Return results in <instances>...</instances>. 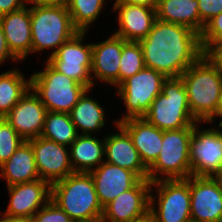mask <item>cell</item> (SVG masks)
I'll use <instances>...</instances> for the list:
<instances>
[{
  "label": "cell",
  "mask_w": 222,
  "mask_h": 222,
  "mask_svg": "<svg viewBox=\"0 0 222 222\" xmlns=\"http://www.w3.org/2000/svg\"><path fill=\"white\" fill-rule=\"evenodd\" d=\"M68 0H27L32 6H66Z\"/></svg>",
  "instance_id": "74e56055"
},
{
  "label": "cell",
  "mask_w": 222,
  "mask_h": 222,
  "mask_svg": "<svg viewBox=\"0 0 222 222\" xmlns=\"http://www.w3.org/2000/svg\"><path fill=\"white\" fill-rule=\"evenodd\" d=\"M218 126L222 128V120L219 121Z\"/></svg>",
  "instance_id": "ee69618b"
},
{
  "label": "cell",
  "mask_w": 222,
  "mask_h": 222,
  "mask_svg": "<svg viewBox=\"0 0 222 222\" xmlns=\"http://www.w3.org/2000/svg\"><path fill=\"white\" fill-rule=\"evenodd\" d=\"M191 221L222 222V182L219 177L190 176Z\"/></svg>",
  "instance_id": "7c38bea8"
},
{
  "label": "cell",
  "mask_w": 222,
  "mask_h": 222,
  "mask_svg": "<svg viewBox=\"0 0 222 222\" xmlns=\"http://www.w3.org/2000/svg\"><path fill=\"white\" fill-rule=\"evenodd\" d=\"M79 134L71 121L70 114L46 112L41 137L69 147Z\"/></svg>",
  "instance_id": "83f0119b"
},
{
  "label": "cell",
  "mask_w": 222,
  "mask_h": 222,
  "mask_svg": "<svg viewBox=\"0 0 222 222\" xmlns=\"http://www.w3.org/2000/svg\"><path fill=\"white\" fill-rule=\"evenodd\" d=\"M86 32H78L62 44L47 61L59 72L88 89L93 87L92 43L83 44Z\"/></svg>",
  "instance_id": "30bf717a"
},
{
  "label": "cell",
  "mask_w": 222,
  "mask_h": 222,
  "mask_svg": "<svg viewBox=\"0 0 222 222\" xmlns=\"http://www.w3.org/2000/svg\"><path fill=\"white\" fill-rule=\"evenodd\" d=\"M27 141L34 151L36 168L41 180L52 185L75 173L70 162L68 146L41 136Z\"/></svg>",
  "instance_id": "4fadbf2b"
},
{
  "label": "cell",
  "mask_w": 222,
  "mask_h": 222,
  "mask_svg": "<svg viewBox=\"0 0 222 222\" xmlns=\"http://www.w3.org/2000/svg\"><path fill=\"white\" fill-rule=\"evenodd\" d=\"M131 222H157V220L155 216L153 215V213L149 210L144 215L137 217Z\"/></svg>",
  "instance_id": "ab89813d"
},
{
  "label": "cell",
  "mask_w": 222,
  "mask_h": 222,
  "mask_svg": "<svg viewBox=\"0 0 222 222\" xmlns=\"http://www.w3.org/2000/svg\"><path fill=\"white\" fill-rule=\"evenodd\" d=\"M167 77L152 68L144 67L137 74L125 79L117 92L125 104L126 114L117 123L129 118H143L154 99L161 93Z\"/></svg>",
  "instance_id": "ba28073f"
},
{
  "label": "cell",
  "mask_w": 222,
  "mask_h": 222,
  "mask_svg": "<svg viewBox=\"0 0 222 222\" xmlns=\"http://www.w3.org/2000/svg\"><path fill=\"white\" fill-rule=\"evenodd\" d=\"M118 133L104 137L106 162L136 173L141 179H148V168L144 165L128 132L116 124Z\"/></svg>",
  "instance_id": "ffe728a7"
},
{
  "label": "cell",
  "mask_w": 222,
  "mask_h": 222,
  "mask_svg": "<svg viewBox=\"0 0 222 222\" xmlns=\"http://www.w3.org/2000/svg\"><path fill=\"white\" fill-rule=\"evenodd\" d=\"M218 177L220 178V180L222 182V172H221V174Z\"/></svg>",
  "instance_id": "f6af8a7d"
},
{
  "label": "cell",
  "mask_w": 222,
  "mask_h": 222,
  "mask_svg": "<svg viewBox=\"0 0 222 222\" xmlns=\"http://www.w3.org/2000/svg\"><path fill=\"white\" fill-rule=\"evenodd\" d=\"M69 151L74 172L89 173L104 162V139L100 140L90 134H79L70 145Z\"/></svg>",
  "instance_id": "d4e9b609"
},
{
  "label": "cell",
  "mask_w": 222,
  "mask_h": 222,
  "mask_svg": "<svg viewBox=\"0 0 222 222\" xmlns=\"http://www.w3.org/2000/svg\"><path fill=\"white\" fill-rule=\"evenodd\" d=\"M50 200L73 222L92 221L103 215L90 173L75 172L53 183Z\"/></svg>",
  "instance_id": "3957f363"
},
{
  "label": "cell",
  "mask_w": 222,
  "mask_h": 222,
  "mask_svg": "<svg viewBox=\"0 0 222 222\" xmlns=\"http://www.w3.org/2000/svg\"><path fill=\"white\" fill-rule=\"evenodd\" d=\"M119 124L128 132L142 162L149 168L162 148L163 131L149 124L144 118H129Z\"/></svg>",
  "instance_id": "7402d4cb"
},
{
  "label": "cell",
  "mask_w": 222,
  "mask_h": 222,
  "mask_svg": "<svg viewBox=\"0 0 222 222\" xmlns=\"http://www.w3.org/2000/svg\"><path fill=\"white\" fill-rule=\"evenodd\" d=\"M218 117H222V93H221V98H220V104L218 107Z\"/></svg>",
  "instance_id": "b9f144b4"
},
{
  "label": "cell",
  "mask_w": 222,
  "mask_h": 222,
  "mask_svg": "<svg viewBox=\"0 0 222 222\" xmlns=\"http://www.w3.org/2000/svg\"><path fill=\"white\" fill-rule=\"evenodd\" d=\"M143 118L162 131L194 127L200 123L191 114L181 77H169L163 82L161 93Z\"/></svg>",
  "instance_id": "277c9868"
},
{
  "label": "cell",
  "mask_w": 222,
  "mask_h": 222,
  "mask_svg": "<svg viewBox=\"0 0 222 222\" xmlns=\"http://www.w3.org/2000/svg\"><path fill=\"white\" fill-rule=\"evenodd\" d=\"M31 88V80H25L19 69H12L0 74V118L11 109Z\"/></svg>",
  "instance_id": "4316f807"
},
{
  "label": "cell",
  "mask_w": 222,
  "mask_h": 222,
  "mask_svg": "<svg viewBox=\"0 0 222 222\" xmlns=\"http://www.w3.org/2000/svg\"><path fill=\"white\" fill-rule=\"evenodd\" d=\"M84 222H105V221L101 217V218H98V219H95V220H92V221H84Z\"/></svg>",
  "instance_id": "7bdbcfd3"
},
{
  "label": "cell",
  "mask_w": 222,
  "mask_h": 222,
  "mask_svg": "<svg viewBox=\"0 0 222 222\" xmlns=\"http://www.w3.org/2000/svg\"><path fill=\"white\" fill-rule=\"evenodd\" d=\"M31 89L47 111L70 113L88 88L57 71L48 61L45 69L30 77Z\"/></svg>",
  "instance_id": "52a82bcc"
},
{
  "label": "cell",
  "mask_w": 222,
  "mask_h": 222,
  "mask_svg": "<svg viewBox=\"0 0 222 222\" xmlns=\"http://www.w3.org/2000/svg\"><path fill=\"white\" fill-rule=\"evenodd\" d=\"M10 202L3 216L32 219L35 213L51 199V185L41 179L7 187Z\"/></svg>",
  "instance_id": "5bb4252c"
},
{
  "label": "cell",
  "mask_w": 222,
  "mask_h": 222,
  "mask_svg": "<svg viewBox=\"0 0 222 222\" xmlns=\"http://www.w3.org/2000/svg\"><path fill=\"white\" fill-rule=\"evenodd\" d=\"M125 42L122 37L113 33L102 42L92 43L91 77H93V86L95 79L116 86V88L119 86V64L122 46Z\"/></svg>",
  "instance_id": "d6986e66"
},
{
  "label": "cell",
  "mask_w": 222,
  "mask_h": 222,
  "mask_svg": "<svg viewBox=\"0 0 222 222\" xmlns=\"http://www.w3.org/2000/svg\"><path fill=\"white\" fill-rule=\"evenodd\" d=\"M105 3V0H68L66 6L74 27L79 32H87L89 25L102 12Z\"/></svg>",
  "instance_id": "f1b7e54d"
},
{
  "label": "cell",
  "mask_w": 222,
  "mask_h": 222,
  "mask_svg": "<svg viewBox=\"0 0 222 222\" xmlns=\"http://www.w3.org/2000/svg\"><path fill=\"white\" fill-rule=\"evenodd\" d=\"M193 131L194 127L163 131L160 153L148 168V179L151 182L187 179L191 176L190 140Z\"/></svg>",
  "instance_id": "8992f818"
},
{
  "label": "cell",
  "mask_w": 222,
  "mask_h": 222,
  "mask_svg": "<svg viewBox=\"0 0 222 222\" xmlns=\"http://www.w3.org/2000/svg\"><path fill=\"white\" fill-rule=\"evenodd\" d=\"M222 40V12L205 23L200 34V44L207 53L216 43Z\"/></svg>",
  "instance_id": "1f68e13d"
},
{
  "label": "cell",
  "mask_w": 222,
  "mask_h": 222,
  "mask_svg": "<svg viewBox=\"0 0 222 222\" xmlns=\"http://www.w3.org/2000/svg\"><path fill=\"white\" fill-rule=\"evenodd\" d=\"M115 3L137 4L156 8L158 0H115Z\"/></svg>",
  "instance_id": "f35d334b"
},
{
  "label": "cell",
  "mask_w": 222,
  "mask_h": 222,
  "mask_svg": "<svg viewBox=\"0 0 222 222\" xmlns=\"http://www.w3.org/2000/svg\"><path fill=\"white\" fill-rule=\"evenodd\" d=\"M2 216V215H0ZM0 222H33L32 219H21V218H8L5 216H2L0 218Z\"/></svg>",
  "instance_id": "60d3db41"
},
{
  "label": "cell",
  "mask_w": 222,
  "mask_h": 222,
  "mask_svg": "<svg viewBox=\"0 0 222 222\" xmlns=\"http://www.w3.org/2000/svg\"><path fill=\"white\" fill-rule=\"evenodd\" d=\"M27 0H0V16L25 7Z\"/></svg>",
  "instance_id": "e575fe53"
},
{
  "label": "cell",
  "mask_w": 222,
  "mask_h": 222,
  "mask_svg": "<svg viewBox=\"0 0 222 222\" xmlns=\"http://www.w3.org/2000/svg\"><path fill=\"white\" fill-rule=\"evenodd\" d=\"M152 182L141 179L131 189L120 193L103 208L105 222H131L150 210V189Z\"/></svg>",
  "instance_id": "9a60e30c"
},
{
  "label": "cell",
  "mask_w": 222,
  "mask_h": 222,
  "mask_svg": "<svg viewBox=\"0 0 222 222\" xmlns=\"http://www.w3.org/2000/svg\"><path fill=\"white\" fill-rule=\"evenodd\" d=\"M207 55L218 65L222 70V40L216 43L208 52Z\"/></svg>",
  "instance_id": "8d00e7d4"
},
{
  "label": "cell",
  "mask_w": 222,
  "mask_h": 222,
  "mask_svg": "<svg viewBox=\"0 0 222 222\" xmlns=\"http://www.w3.org/2000/svg\"><path fill=\"white\" fill-rule=\"evenodd\" d=\"M157 19L189 27L201 34L204 24L200 21L198 0H158Z\"/></svg>",
  "instance_id": "cb8c5ba5"
},
{
  "label": "cell",
  "mask_w": 222,
  "mask_h": 222,
  "mask_svg": "<svg viewBox=\"0 0 222 222\" xmlns=\"http://www.w3.org/2000/svg\"><path fill=\"white\" fill-rule=\"evenodd\" d=\"M145 67L169 77H180L204 51L200 35L187 26L157 19L145 39L139 41Z\"/></svg>",
  "instance_id": "6da1fadb"
},
{
  "label": "cell",
  "mask_w": 222,
  "mask_h": 222,
  "mask_svg": "<svg viewBox=\"0 0 222 222\" xmlns=\"http://www.w3.org/2000/svg\"><path fill=\"white\" fill-rule=\"evenodd\" d=\"M46 112L45 106L30 88L4 118L27 141L41 135Z\"/></svg>",
  "instance_id": "2e32d148"
},
{
  "label": "cell",
  "mask_w": 222,
  "mask_h": 222,
  "mask_svg": "<svg viewBox=\"0 0 222 222\" xmlns=\"http://www.w3.org/2000/svg\"><path fill=\"white\" fill-rule=\"evenodd\" d=\"M0 27L12 55L18 61L25 60L32 48L30 9L25 6L0 16Z\"/></svg>",
  "instance_id": "44dd1931"
},
{
  "label": "cell",
  "mask_w": 222,
  "mask_h": 222,
  "mask_svg": "<svg viewBox=\"0 0 222 222\" xmlns=\"http://www.w3.org/2000/svg\"><path fill=\"white\" fill-rule=\"evenodd\" d=\"M90 90L84 92L69 114L77 132L80 129V134L94 135L92 132H97L105 126L106 115L103 107L87 96Z\"/></svg>",
  "instance_id": "484cf974"
},
{
  "label": "cell",
  "mask_w": 222,
  "mask_h": 222,
  "mask_svg": "<svg viewBox=\"0 0 222 222\" xmlns=\"http://www.w3.org/2000/svg\"><path fill=\"white\" fill-rule=\"evenodd\" d=\"M200 21L205 25L212 17L222 12V0H198Z\"/></svg>",
  "instance_id": "836d02e7"
},
{
  "label": "cell",
  "mask_w": 222,
  "mask_h": 222,
  "mask_svg": "<svg viewBox=\"0 0 222 222\" xmlns=\"http://www.w3.org/2000/svg\"><path fill=\"white\" fill-rule=\"evenodd\" d=\"M119 65V85L145 67L143 51L139 42L126 41L123 44Z\"/></svg>",
  "instance_id": "f546056e"
},
{
  "label": "cell",
  "mask_w": 222,
  "mask_h": 222,
  "mask_svg": "<svg viewBox=\"0 0 222 222\" xmlns=\"http://www.w3.org/2000/svg\"><path fill=\"white\" fill-rule=\"evenodd\" d=\"M8 58L13 61H18L10 52V50L7 46V43H6V39H5V35L3 33V30L0 27V65L2 62H4Z\"/></svg>",
  "instance_id": "d590c367"
},
{
  "label": "cell",
  "mask_w": 222,
  "mask_h": 222,
  "mask_svg": "<svg viewBox=\"0 0 222 222\" xmlns=\"http://www.w3.org/2000/svg\"><path fill=\"white\" fill-rule=\"evenodd\" d=\"M25 140L6 121L0 118V166L6 162Z\"/></svg>",
  "instance_id": "4dcf8cb0"
},
{
  "label": "cell",
  "mask_w": 222,
  "mask_h": 222,
  "mask_svg": "<svg viewBox=\"0 0 222 222\" xmlns=\"http://www.w3.org/2000/svg\"><path fill=\"white\" fill-rule=\"evenodd\" d=\"M1 176L7 187L40 179L34 151L28 141L23 142L11 157L0 166Z\"/></svg>",
  "instance_id": "603a6c76"
},
{
  "label": "cell",
  "mask_w": 222,
  "mask_h": 222,
  "mask_svg": "<svg viewBox=\"0 0 222 222\" xmlns=\"http://www.w3.org/2000/svg\"><path fill=\"white\" fill-rule=\"evenodd\" d=\"M180 77L187 91L192 116L200 123H213L218 117L222 70L204 53Z\"/></svg>",
  "instance_id": "7a4b0ae2"
},
{
  "label": "cell",
  "mask_w": 222,
  "mask_h": 222,
  "mask_svg": "<svg viewBox=\"0 0 222 222\" xmlns=\"http://www.w3.org/2000/svg\"><path fill=\"white\" fill-rule=\"evenodd\" d=\"M198 124L190 140L191 175L218 177L222 172V131L198 130Z\"/></svg>",
  "instance_id": "8fae6325"
},
{
  "label": "cell",
  "mask_w": 222,
  "mask_h": 222,
  "mask_svg": "<svg viewBox=\"0 0 222 222\" xmlns=\"http://www.w3.org/2000/svg\"><path fill=\"white\" fill-rule=\"evenodd\" d=\"M31 53L58 48L79 31L74 27L67 6H31ZM55 48V49H54Z\"/></svg>",
  "instance_id": "5b68a950"
},
{
  "label": "cell",
  "mask_w": 222,
  "mask_h": 222,
  "mask_svg": "<svg viewBox=\"0 0 222 222\" xmlns=\"http://www.w3.org/2000/svg\"><path fill=\"white\" fill-rule=\"evenodd\" d=\"M89 173L94 180L97 197L102 208L141 180L136 173L106 161Z\"/></svg>",
  "instance_id": "e0dca14e"
},
{
  "label": "cell",
  "mask_w": 222,
  "mask_h": 222,
  "mask_svg": "<svg viewBox=\"0 0 222 222\" xmlns=\"http://www.w3.org/2000/svg\"><path fill=\"white\" fill-rule=\"evenodd\" d=\"M152 186L157 187L158 200H154ZM156 201L157 210L153 207ZM150 211L157 222H191L190 176L187 179H162L152 182Z\"/></svg>",
  "instance_id": "9c48e42d"
},
{
  "label": "cell",
  "mask_w": 222,
  "mask_h": 222,
  "mask_svg": "<svg viewBox=\"0 0 222 222\" xmlns=\"http://www.w3.org/2000/svg\"><path fill=\"white\" fill-rule=\"evenodd\" d=\"M119 28L114 34L125 41L139 42L146 38L157 20L156 8L145 5L114 3Z\"/></svg>",
  "instance_id": "ac0fdd59"
},
{
  "label": "cell",
  "mask_w": 222,
  "mask_h": 222,
  "mask_svg": "<svg viewBox=\"0 0 222 222\" xmlns=\"http://www.w3.org/2000/svg\"><path fill=\"white\" fill-rule=\"evenodd\" d=\"M33 222H73L71 218L49 200L32 218Z\"/></svg>",
  "instance_id": "d6a6232c"
}]
</instances>
